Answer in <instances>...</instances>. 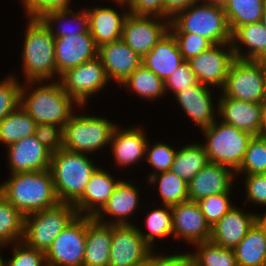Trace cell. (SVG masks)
<instances>
[{
	"instance_id": "1",
	"label": "cell",
	"mask_w": 266,
	"mask_h": 266,
	"mask_svg": "<svg viewBox=\"0 0 266 266\" xmlns=\"http://www.w3.org/2000/svg\"><path fill=\"white\" fill-rule=\"evenodd\" d=\"M11 175L0 185V194L24 216L59 203L49 169Z\"/></svg>"
},
{
	"instance_id": "2",
	"label": "cell",
	"mask_w": 266,
	"mask_h": 266,
	"mask_svg": "<svg viewBox=\"0 0 266 266\" xmlns=\"http://www.w3.org/2000/svg\"><path fill=\"white\" fill-rule=\"evenodd\" d=\"M193 3L176 12L170 20L172 34H197L213 45L231 43L232 32L223 6L201 2Z\"/></svg>"
},
{
	"instance_id": "3",
	"label": "cell",
	"mask_w": 266,
	"mask_h": 266,
	"mask_svg": "<svg viewBox=\"0 0 266 266\" xmlns=\"http://www.w3.org/2000/svg\"><path fill=\"white\" fill-rule=\"evenodd\" d=\"M24 33L22 63L25 79L32 88L34 82L56 79L55 38L37 17H29Z\"/></svg>"
},
{
	"instance_id": "4",
	"label": "cell",
	"mask_w": 266,
	"mask_h": 266,
	"mask_svg": "<svg viewBox=\"0 0 266 266\" xmlns=\"http://www.w3.org/2000/svg\"><path fill=\"white\" fill-rule=\"evenodd\" d=\"M37 83L40 87L34 90L21 86L20 106L36 123L64 127L74 114L72 105L78 104L64 91L60 81H51L47 85L43 81L34 84ZM29 91L32 92L29 94Z\"/></svg>"
},
{
	"instance_id": "5",
	"label": "cell",
	"mask_w": 266,
	"mask_h": 266,
	"mask_svg": "<svg viewBox=\"0 0 266 266\" xmlns=\"http://www.w3.org/2000/svg\"><path fill=\"white\" fill-rule=\"evenodd\" d=\"M96 168L85 153L72 152L64 148L53 152L49 170L58 201L73 204L82 195Z\"/></svg>"
},
{
	"instance_id": "6",
	"label": "cell",
	"mask_w": 266,
	"mask_h": 266,
	"mask_svg": "<svg viewBox=\"0 0 266 266\" xmlns=\"http://www.w3.org/2000/svg\"><path fill=\"white\" fill-rule=\"evenodd\" d=\"M202 131L207 138L202 145L208 161L230 168L235 173L242 163L252 135L223 122L218 124L217 120Z\"/></svg>"
},
{
	"instance_id": "7",
	"label": "cell",
	"mask_w": 266,
	"mask_h": 266,
	"mask_svg": "<svg viewBox=\"0 0 266 266\" xmlns=\"http://www.w3.org/2000/svg\"><path fill=\"white\" fill-rule=\"evenodd\" d=\"M77 216L73 204L60 202L52 208L28 214L24 219L22 241L46 252L60 232Z\"/></svg>"
},
{
	"instance_id": "8",
	"label": "cell",
	"mask_w": 266,
	"mask_h": 266,
	"mask_svg": "<svg viewBox=\"0 0 266 266\" xmlns=\"http://www.w3.org/2000/svg\"><path fill=\"white\" fill-rule=\"evenodd\" d=\"M116 126L105 118L74 112L63 127V148L85 154L97 151L110 144Z\"/></svg>"
},
{
	"instance_id": "9",
	"label": "cell",
	"mask_w": 266,
	"mask_h": 266,
	"mask_svg": "<svg viewBox=\"0 0 266 266\" xmlns=\"http://www.w3.org/2000/svg\"><path fill=\"white\" fill-rule=\"evenodd\" d=\"M221 96L263 104L266 101L262 60L235 59L231 64Z\"/></svg>"
},
{
	"instance_id": "10",
	"label": "cell",
	"mask_w": 266,
	"mask_h": 266,
	"mask_svg": "<svg viewBox=\"0 0 266 266\" xmlns=\"http://www.w3.org/2000/svg\"><path fill=\"white\" fill-rule=\"evenodd\" d=\"M87 216L78 215L45 252L47 266H83Z\"/></svg>"
},
{
	"instance_id": "11",
	"label": "cell",
	"mask_w": 266,
	"mask_h": 266,
	"mask_svg": "<svg viewBox=\"0 0 266 266\" xmlns=\"http://www.w3.org/2000/svg\"><path fill=\"white\" fill-rule=\"evenodd\" d=\"M152 253L137 225H112L108 266H146Z\"/></svg>"
},
{
	"instance_id": "12",
	"label": "cell",
	"mask_w": 266,
	"mask_h": 266,
	"mask_svg": "<svg viewBox=\"0 0 266 266\" xmlns=\"http://www.w3.org/2000/svg\"><path fill=\"white\" fill-rule=\"evenodd\" d=\"M59 81L64 91L82 109L88 98L104 88L109 80L101 60L97 57L67 70Z\"/></svg>"
},
{
	"instance_id": "13",
	"label": "cell",
	"mask_w": 266,
	"mask_h": 266,
	"mask_svg": "<svg viewBox=\"0 0 266 266\" xmlns=\"http://www.w3.org/2000/svg\"><path fill=\"white\" fill-rule=\"evenodd\" d=\"M169 27L170 20L168 19L134 15L129 12L123 25L121 39L143 58L164 37Z\"/></svg>"
},
{
	"instance_id": "14",
	"label": "cell",
	"mask_w": 266,
	"mask_h": 266,
	"mask_svg": "<svg viewBox=\"0 0 266 266\" xmlns=\"http://www.w3.org/2000/svg\"><path fill=\"white\" fill-rule=\"evenodd\" d=\"M228 46L227 50L223 48ZM231 43L212 45L208 50L188 60L202 85L223 88L229 68L235 60Z\"/></svg>"
},
{
	"instance_id": "15",
	"label": "cell",
	"mask_w": 266,
	"mask_h": 266,
	"mask_svg": "<svg viewBox=\"0 0 266 266\" xmlns=\"http://www.w3.org/2000/svg\"><path fill=\"white\" fill-rule=\"evenodd\" d=\"M171 212L173 237L185 239L194 246L209 241L211 227L197 202L186 201L172 205Z\"/></svg>"
},
{
	"instance_id": "16",
	"label": "cell",
	"mask_w": 266,
	"mask_h": 266,
	"mask_svg": "<svg viewBox=\"0 0 266 266\" xmlns=\"http://www.w3.org/2000/svg\"><path fill=\"white\" fill-rule=\"evenodd\" d=\"M98 57V46L90 33L55 38V64L58 75Z\"/></svg>"
},
{
	"instance_id": "17",
	"label": "cell",
	"mask_w": 266,
	"mask_h": 266,
	"mask_svg": "<svg viewBox=\"0 0 266 266\" xmlns=\"http://www.w3.org/2000/svg\"><path fill=\"white\" fill-rule=\"evenodd\" d=\"M7 149L11 174L50 169L52 152L35 135L15 142L7 146Z\"/></svg>"
},
{
	"instance_id": "18",
	"label": "cell",
	"mask_w": 266,
	"mask_h": 266,
	"mask_svg": "<svg viewBox=\"0 0 266 266\" xmlns=\"http://www.w3.org/2000/svg\"><path fill=\"white\" fill-rule=\"evenodd\" d=\"M217 113L221 122L237 129L249 132L252 136L260 135L263 118V104L241 101L220 96Z\"/></svg>"
},
{
	"instance_id": "19",
	"label": "cell",
	"mask_w": 266,
	"mask_h": 266,
	"mask_svg": "<svg viewBox=\"0 0 266 266\" xmlns=\"http://www.w3.org/2000/svg\"><path fill=\"white\" fill-rule=\"evenodd\" d=\"M98 58L108 80L122 84L142 64V58L121 38L98 47Z\"/></svg>"
},
{
	"instance_id": "20",
	"label": "cell",
	"mask_w": 266,
	"mask_h": 266,
	"mask_svg": "<svg viewBox=\"0 0 266 266\" xmlns=\"http://www.w3.org/2000/svg\"><path fill=\"white\" fill-rule=\"evenodd\" d=\"M121 180H115L100 167L91 174L82 195L73 203L81 216L94 217L106 204ZM86 213V214H85Z\"/></svg>"
},
{
	"instance_id": "21",
	"label": "cell",
	"mask_w": 266,
	"mask_h": 266,
	"mask_svg": "<svg viewBox=\"0 0 266 266\" xmlns=\"http://www.w3.org/2000/svg\"><path fill=\"white\" fill-rule=\"evenodd\" d=\"M235 173L225 166L209 162L188 182V201L197 202L219 193H231Z\"/></svg>"
},
{
	"instance_id": "22",
	"label": "cell",
	"mask_w": 266,
	"mask_h": 266,
	"mask_svg": "<svg viewBox=\"0 0 266 266\" xmlns=\"http://www.w3.org/2000/svg\"><path fill=\"white\" fill-rule=\"evenodd\" d=\"M234 206L211 227L209 241L215 245L234 249L256 222V213H245Z\"/></svg>"
},
{
	"instance_id": "23",
	"label": "cell",
	"mask_w": 266,
	"mask_h": 266,
	"mask_svg": "<svg viewBox=\"0 0 266 266\" xmlns=\"http://www.w3.org/2000/svg\"><path fill=\"white\" fill-rule=\"evenodd\" d=\"M210 89L208 86L198 82L195 86L181 90L174 95L186 115L201 130L209 127L218 118L214 115L215 109H213V105L215 103L212 102V91Z\"/></svg>"
},
{
	"instance_id": "24",
	"label": "cell",
	"mask_w": 266,
	"mask_h": 266,
	"mask_svg": "<svg viewBox=\"0 0 266 266\" xmlns=\"http://www.w3.org/2000/svg\"><path fill=\"white\" fill-rule=\"evenodd\" d=\"M133 185L131 182L121 180L106 204L93 218L109 225H132L133 223L127 221V216L133 215L139 204L138 188ZM105 214L113 216L114 219L109 222L104 221Z\"/></svg>"
},
{
	"instance_id": "25",
	"label": "cell",
	"mask_w": 266,
	"mask_h": 266,
	"mask_svg": "<svg viewBox=\"0 0 266 266\" xmlns=\"http://www.w3.org/2000/svg\"><path fill=\"white\" fill-rule=\"evenodd\" d=\"M183 62L177 41L170 31L142 58V64L162 81H166Z\"/></svg>"
},
{
	"instance_id": "26",
	"label": "cell",
	"mask_w": 266,
	"mask_h": 266,
	"mask_svg": "<svg viewBox=\"0 0 266 266\" xmlns=\"http://www.w3.org/2000/svg\"><path fill=\"white\" fill-rule=\"evenodd\" d=\"M146 134L139 127L119 129L116 126L111 135V148L119 166H130L137 163L146 154Z\"/></svg>"
},
{
	"instance_id": "27",
	"label": "cell",
	"mask_w": 266,
	"mask_h": 266,
	"mask_svg": "<svg viewBox=\"0 0 266 266\" xmlns=\"http://www.w3.org/2000/svg\"><path fill=\"white\" fill-rule=\"evenodd\" d=\"M89 19V32L99 47L121 38L124 22L129 11L119 14L110 7L86 9Z\"/></svg>"
},
{
	"instance_id": "28",
	"label": "cell",
	"mask_w": 266,
	"mask_h": 266,
	"mask_svg": "<svg viewBox=\"0 0 266 266\" xmlns=\"http://www.w3.org/2000/svg\"><path fill=\"white\" fill-rule=\"evenodd\" d=\"M112 239V225L87 216L86 246L83 266H108Z\"/></svg>"
},
{
	"instance_id": "29",
	"label": "cell",
	"mask_w": 266,
	"mask_h": 266,
	"mask_svg": "<svg viewBox=\"0 0 266 266\" xmlns=\"http://www.w3.org/2000/svg\"><path fill=\"white\" fill-rule=\"evenodd\" d=\"M242 44L248 48V53L242 54L239 47ZM231 45L236 59L255 61L266 59L265 26L259 21L238 27L232 33Z\"/></svg>"
},
{
	"instance_id": "30",
	"label": "cell",
	"mask_w": 266,
	"mask_h": 266,
	"mask_svg": "<svg viewBox=\"0 0 266 266\" xmlns=\"http://www.w3.org/2000/svg\"><path fill=\"white\" fill-rule=\"evenodd\" d=\"M237 266H266V236L255 222L234 248Z\"/></svg>"
},
{
	"instance_id": "31",
	"label": "cell",
	"mask_w": 266,
	"mask_h": 266,
	"mask_svg": "<svg viewBox=\"0 0 266 266\" xmlns=\"http://www.w3.org/2000/svg\"><path fill=\"white\" fill-rule=\"evenodd\" d=\"M208 163L202 144H187L176 151L170 171L189 182Z\"/></svg>"
},
{
	"instance_id": "32",
	"label": "cell",
	"mask_w": 266,
	"mask_h": 266,
	"mask_svg": "<svg viewBox=\"0 0 266 266\" xmlns=\"http://www.w3.org/2000/svg\"><path fill=\"white\" fill-rule=\"evenodd\" d=\"M70 17V18H68ZM43 24L48 28V30L50 31V33L52 34V36L54 38H60L63 36H68L71 34H78V33H90L89 32V19H88V15H87V10L83 12L80 10L78 11V14L76 12L73 11V9L67 8V9H60V10H49L43 14H41L38 17ZM70 20V21H68ZM76 22L79 26L76 29H72L70 28L69 22ZM66 21V22H65ZM57 22H65L66 25H61L63 26H68L67 23L69 24V26L63 27V28H56L53 27L54 23ZM64 24V23H63ZM55 31V32H54Z\"/></svg>"
},
{
	"instance_id": "33",
	"label": "cell",
	"mask_w": 266,
	"mask_h": 266,
	"mask_svg": "<svg viewBox=\"0 0 266 266\" xmlns=\"http://www.w3.org/2000/svg\"><path fill=\"white\" fill-rule=\"evenodd\" d=\"M36 122L18 106L0 122V142L9 146L35 134Z\"/></svg>"
},
{
	"instance_id": "34",
	"label": "cell",
	"mask_w": 266,
	"mask_h": 266,
	"mask_svg": "<svg viewBox=\"0 0 266 266\" xmlns=\"http://www.w3.org/2000/svg\"><path fill=\"white\" fill-rule=\"evenodd\" d=\"M266 0H226L223 9L233 33L238 27L259 22Z\"/></svg>"
},
{
	"instance_id": "35",
	"label": "cell",
	"mask_w": 266,
	"mask_h": 266,
	"mask_svg": "<svg viewBox=\"0 0 266 266\" xmlns=\"http://www.w3.org/2000/svg\"><path fill=\"white\" fill-rule=\"evenodd\" d=\"M150 184L159 183L158 191L164 205H175L188 201V182L173 172L165 171L148 177Z\"/></svg>"
},
{
	"instance_id": "36",
	"label": "cell",
	"mask_w": 266,
	"mask_h": 266,
	"mask_svg": "<svg viewBox=\"0 0 266 266\" xmlns=\"http://www.w3.org/2000/svg\"><path fill=\"white\" fill-rule=\"evenodd\" d=\"M146 99L154 100L165 93L164 81L145 65L141 64L121 84Z\"/></svg>"
},
{
	"instance_id": "37",
	"label": "cell",
	"mask_w": 266,
	"mask_h": 266,
	"mask_svg": "<svg viewBox=\"0 0 266 266\" xmlns=\"http://www.w3.org/2000/svg\"><path fill=\"white\" fill-rule=\"evenodd\" d=\"M24 219L25 216L0 194V244L2 246L22 241Z\"/></svg>"
},
{
	"instance_id": "38",
	"label": "cell",
	"mask_w": 266,
	"mask_h": 266,
	"mask_svg": "<svg viewBox=\"0 0 266 266\" xmlns=\"http://www.w3.org/2000/svg\"><path fill=\"white\" fill-rule=\"evenodd\" d=\"M192 254L194 266H237L234 249H227L207 241L195 244Z\"/></svg>"
},
{
	"instance_id": "39",
	"label": "cell",
	"mask_w": 266,
	"mask_h": 266,
	"mask_svg": "<svg viewBox=\"0 0 266 266\" xmlns=\"http://www.w3.org/2000/svg\"><path fill=\"white\" fill-rule=\"evenodd\" d=\"M146 216V227L149 232L143 233L138 228L139 234L143 237L145 242L153 248V241L155 237L164 238L168 235H172V212L170 205H164L163 208H156L147 214Z\"/></svg>"
},
{
	"instance_id": "40",
	"label": "cell",
	"mask_w": 266,
	"mask_h": 266,
	"mask_svg": "<svg viewBox=\"0 0 266 266\" xmlns=\"http://www.w3.org/2000/svg\"><path fill=\"white\" fill-rule=\"evenodd\" d=\"M266 174V137L254 135L248 142L246 153L239 169L235 172Z\"/></svg>"
},
{
	"instance_id": "41",
	"label": "cell",
	"mask_w": 266,
	"mask_h": 266,
	"mask_svg": "<svg viewBox=\"0 0 266 266\" xmlns=\"http://www.w3.org/2000/svg\"><path fill=\"white\" fill-rule=\"evenodd\" d=\"M231 193H219L197 201L206 222L212 227L234 206L230 202Z\"/></svg>"
},
{
	"instance_id": "42",
	"label": "cell",
	"mask_w": 266,
	"mask_h": 266,
	"mask_svg": "<svg viewBox=\"0 0 266 266\" xmlns=\"http://www.w3.org/2000/svg\"><path fill=\"white\" fill-rule=\"evenodd\" d=\"M176 151L177 149L175 150L166 143L157 142L150 147L147 142L145 154L147 160L145 161H147L155 171L151 173L149 177L160 172L169 171L173 165Z\"/></svg>"
},
{
	"instance_id": "43",
	"label": "cell",
	"mask_w": 266,
	"mask_h": 266,
	"mask_svg": "<svg viewBox=\"0 0 266 266\" xmlns=\"http://www.w3.org/2000/svg\"><path fill=\"white\" fill-rule=\"evenodd\" d=\"M20 84L13 76L0 81V122L20 106Z\"/></svg>"
},
{
	"instance_id": "44",
	"label": "cell",
	"mask_w": 266,
	"mask_h": 266,
	"mask_svg": "<svg viewBox=\"0 0 266 266\" xmlns=\"http://www.w3.org/2000/svg\"><path fill=\"white\" fill-rule=\"evenodd\" d=\"M14 244L13 256L6 261V266H47L45 252L34 249L23 241Z\"/></svg>"
},
{
	"instance_id": "45",
	"label": "cell",
	"mask_w": 266,
	"mask_h": 266,
	"mask_svg": "<svg viewBox=\"0 0 266 266\" xmlns=\"http://www.w3.org/2000/svg\"><path fill=\"white\" fill-rule=\"evenodd\" d=\"M184 61L196 57L208 50L213 44L206 38L197 34H173Z\"/></svg>"
},
{
	"instance_id": "46",
	"label": "cell",
	"mask_w": 266,
	"mask_h": 266,
	"mask_svg": "<svg viewBox=\"0 0 266 266\" xmlns=\"http://www.w3.org/2000/svg\"><path fill=\"white\" fill-rule=\"evenodd\" d=\"M121 7L128 6V11L134 15L156 16L163 19H171L164 10V0H113ZM128 3V4H127ZM124 4V5H123Z\"/></svg>"
},
{
	"instance_id": "47",
	"label": "cell",
	"mask_w": 266,
	"mask_h": 266,
	"mask_svg": "<svg viewBox=\"0 0 266 266\" xmlns=\"http://www.w3.org/2000/svg\"><path fill=\"white\" fill-rule=\"evenodd\" d=\"M198 83L195 73L188 61H184L179 68L164 81L165 92L170 90L173 95Z\"/></svg>"
},
{
	"instance_id": "48",
	"label": "cell",
	"mask_w": 266,
	"mask_h": 266,
	"mask_svg": "<svg viewBox=\"0 0 266 266\" xmlns=\"http://www.w3.org/2000/svg\"><path fill=\"white\" fill-rule=\"evenodd\" d=\"M34 135L52 153L63 148V127L60 125L37 123Z\"/></svg>"
},
{
	"instance_id": "49",
	"label": "cell",
	"mask_w": 266,
	"mask_h": 266,
	"mask_svg": "<svg viewBox=\"0 0 266 266\" xmlns=\"http://www.w3.org/2000/svg\"><path fill=\"white\" fill-rule=\"evenodd\" d=\"M245 178L247 200L266 206V174H247Z\"/></svg>"
},
{
	"instance_id": "50",
	"label": "cell",
	"mask_w": 266,
	"mask_h": 266,
	"mask_svg": "<svg viewBox=\"0 0 266 266\" xmlns=\"http://www.w3.org/2000/svg\"><path fill=\"white\" fill-rule=\"evenodd\" d=\"M28 17H39L49 10L70 8L71 0H22Z\"/></svg>"
},
{
	"instance_id": "51",
	"label": "cell",
	"mask_w": 266,
	"mask_h": 266,
	"mask_svg": "<svg viewBox=\"0 0 266 266\" xmlns=\"http://www.w3.org/2000/svg\"><path fill=\"white\" fill-rule=\"evenodd\" d=\"M146 266H194L192 254H174L157 256L151 254Z\"/></svg>"
},
{
	"instance_id": "52",
	"label": "cell",
	"mask_w": 266,
	"mask_h": 266,
	"mask_svg": "<svg viewBox=\"0 0 266 266\" xmlns=\"http://www.w3.org/2000/svg\"><path fill=\"white\" fill-rule=\"evenodd\" d=\"M196 2L199 0H164V10L172 17L176 12Z\"/></svg>"
},
{
	"instance_id": "53",
	"label": "cell",
	"mask_w": 266,
	"mask_h": 266,
	"mask_svg": "<svg viewBox=\"0 0 266 266\" xmlns=\"http://www.w3.org/2000/svg\"><path fill=\"white\" fill-rule=\"evenodd\" d=\"M256 223L263 230L264 235L266 236V213H264V215H258L256 213Z\"/></svg>"
},
{
	"instance_id": "54",
	"label": "cell",
	"mask_w": 266,
	"mask_h": 266,
	"mask_svg": "<svg viewBox=\"0 0 266 266\" xmlns=\"http://www.w3.org/2000/svg\"><path fill=\"white\" fill-rule=\"evenodd\" d=\"M260 135L266 137V101L263 103V118H262V127L260 130Z\"/></svg>"
},
{
	"instance_id": "55",
	"label": "cell",
	"mask_w": 266,
	"mask_h": 266,
	"mask_svg": "<svg viewBox=\"0 0 266 266\" xmlns=\"http://www.w3.org/2000/svg\"><path fill=\"white\" fill-rule=\"evenodd\" d=\"M205 2V3H210V4H218V5H223L226 0H199V2Z\"/></svg>"
},
{
	"instance_id": "56",
	"label": "cell",
	"mask_w": 266,
	"mask_h": 266,
	"mask_svg": "<svg viewBox=\"0 0 266 266\" xmlns=\"http://www.w3.org/2000/svg\"><path fill=\"white\" fill-rule=\"evenodd\" d=\"M261 23L265 26L266 28V2L263 8V14H262V19H261Z\"/></svg>"
},
{
	"instance_id": "57",
	"label": "cell",
	"mask_w": 266,
	"mask_h": 266,
	"mask_svg": "<svg viewBox=\"0 0 266 266\" xmlns=\"http://www.w3.org/2000/svg\"><path fill=\"white\" fill-rule=\"evenodd\" d=\"M262 68H263V73H264V78H265V92H266V59L262 60Z\"/></svg>"
},
{
	"instance_id": "58",
	"label": "cell",
	"mask_w": 266,
	"mask_h": 266,
	"mask_svg": "<svg viewBox=\"0 0 266 266\" xmlns=\"http://www.w3.org/2000/svg\"><path fill=\"white\" fill-rule=\"evenodd\" d=\"M0 266H6V261L0 256Z\"/></svg>"
}]
</instances>
